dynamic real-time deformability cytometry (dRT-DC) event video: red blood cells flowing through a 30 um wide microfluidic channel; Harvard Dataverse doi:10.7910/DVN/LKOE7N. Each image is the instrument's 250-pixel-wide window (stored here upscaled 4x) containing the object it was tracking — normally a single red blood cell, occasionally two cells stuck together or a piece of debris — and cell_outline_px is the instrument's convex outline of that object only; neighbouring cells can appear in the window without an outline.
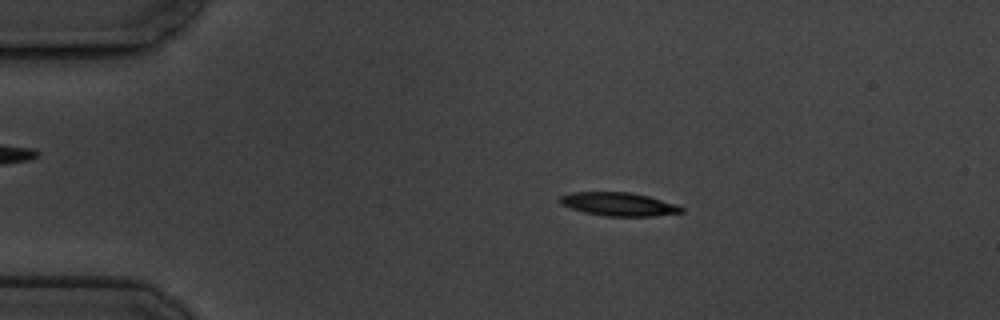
{"species": "common noctule bat (a hibernating species)", "species_latin": "Nyctalus noctula", "temperature_condition": "cold", "stored_images_in_passage": 6, "camera_frame_rate_fps": 3000, "um_per_image_px": 0.085, "animal": {"sex": "male", "body_mass_g": 19.5, "forearm_length_mm": 54.6}, "frame": {"image": 1, "passage_image": 3, "time_ms": 2.333, "image_size_px": [1000, 320], "cell_outline_px": [[684, 212], [656, 216], [604, 216], [584, 212], [560, 204], [560, 196], [572, 192], [628, 192], [648, 196], [676, 204], [684, 208]], "centroid_in_image_um": [52.61, 17.36], "position_along_channel_um": 32.4, "area_um2": 16.53}}
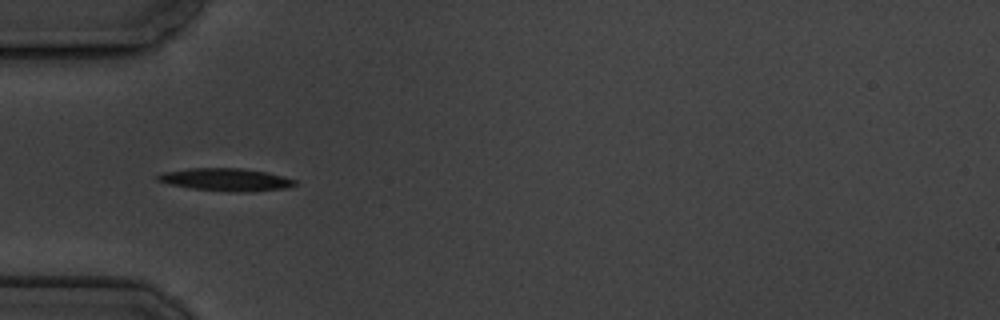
{"frame": {"image": 2, "passage_image": 5, "time_ms": 4.667, "image_size_px": [1000, 320], "cell_outline_px": [[296, 184], [288, 188], [244, 192], [240, 192], [192, 188], [168, 184], [156, 180], [156, 176], [160, 172], [188, 168], [240, 168], [264, 172], [284, 176], [296, 180]], "centroid_in_image_um": [19.16, 15.26], "position_along_channel_um": 65.8, "area_um2": 18.03}}